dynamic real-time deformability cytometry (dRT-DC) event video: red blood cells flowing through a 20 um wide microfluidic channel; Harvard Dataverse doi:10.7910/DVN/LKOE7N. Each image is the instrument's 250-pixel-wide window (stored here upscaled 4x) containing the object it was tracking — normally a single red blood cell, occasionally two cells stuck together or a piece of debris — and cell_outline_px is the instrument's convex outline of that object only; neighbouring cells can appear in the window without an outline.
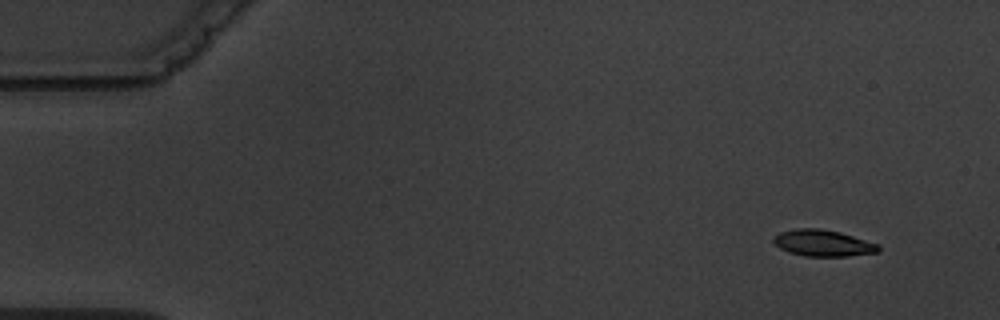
{"species": "common noctule bat (a hibernating species)", "species_latin": "Nyctalus noctula", "temperature_condition": "warm", "stored_images_in_passage": 3, "camera_frame_rate_fps": 3000, "um_per_image_px": 0.085, "animal": {"sex": "male", "body_mass_g": 19.5, "forearm_length_mm": 54.6}, "frame": {"image": 1, "passage_image": 1, "time_ms": 0.0, "image_size_px": [1000, 320], "cell_outline_px": [[880, 252], [848, 256], [804, 256], [788, 252], [780, 248], [772, 240], [780, 232], [796, 228], [820, 228], [840, 232], [880, 244]], "centroid_in_image_um": [69.99, 20.66], "position_along_channel_um": 15.0, "area_um2": 16.24}}